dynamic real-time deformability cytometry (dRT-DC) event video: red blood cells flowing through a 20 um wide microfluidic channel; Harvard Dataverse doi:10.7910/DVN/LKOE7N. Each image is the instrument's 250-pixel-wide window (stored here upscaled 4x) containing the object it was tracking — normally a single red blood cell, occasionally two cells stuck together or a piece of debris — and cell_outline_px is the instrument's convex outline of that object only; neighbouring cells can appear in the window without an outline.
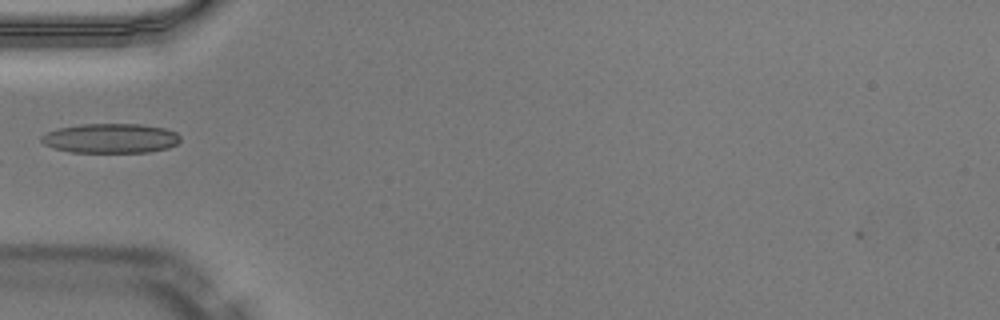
{"species": "Egyptian fruit bat (a non-hibernating species)", "species_latin": "Rousettus aegyptiacus", "temperature_condition": "warm", "stored_images_in_passage": 35, "camera_frame_rate_fps": 3000, "um_per_image_px": 0.085, "animal": {"sex": "male"}, "frame": {"image": 1, "passage_image": 3, "time_ms": 0.667, "image_size_px": [1000, 320], "cell_outline_px": [[180, 140], [176, 144], [168, 148], [148, 152], [72, 152], [52, 148], [44, 144], [40, 140], [40, 136], [48, 132], [60, 128], [84, 124], [140, 124], [164, 128], [176, 132], [180, 136]], "centroid_in_image_um": [9.4, 11.76], "position_along_channel_um": 75.6, "area_um2": 23.87}, "authors_computed_cell_mechanics": {"area_um2": 24.7962, "velocity_mm_per_s": 3.994, "shape_relaxation_time_tau1_ms": 7.0412, "shape_relaxation_time_tau2_ms": 1.8242, "deformation_change_tau1": 0.1594, "deformation_change_tau2": 0.1044}}